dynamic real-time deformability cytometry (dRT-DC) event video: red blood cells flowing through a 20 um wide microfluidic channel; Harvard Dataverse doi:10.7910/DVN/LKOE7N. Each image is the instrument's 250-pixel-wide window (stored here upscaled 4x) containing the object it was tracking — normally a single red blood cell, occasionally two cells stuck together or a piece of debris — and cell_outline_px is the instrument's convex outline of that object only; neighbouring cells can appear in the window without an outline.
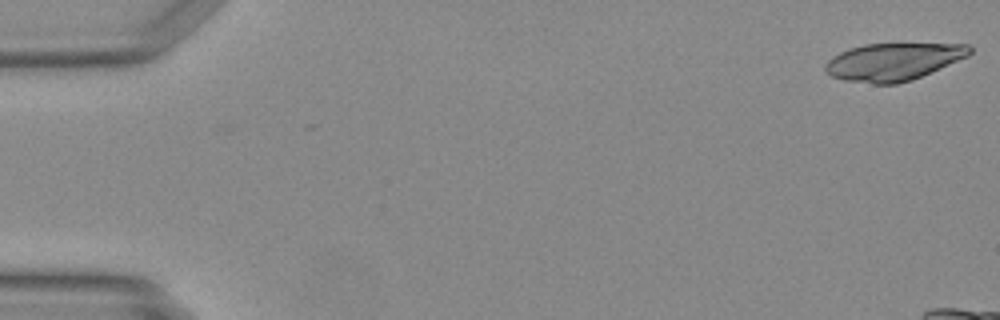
{"species": "Egyptian fruit bat (a non-hibernating species)", "species_latin": "Rousettus aegyptiacus", "temperature_condition": "warm", "stored_images_in_passage": 11, "camera_frame_rate_fps": 3000, "um_per_image_px": 0.085, "animal": {"sex": "female"}, "frame": {"image": 1, "passage_image": 1, "time_ms": 0.0, "image_size_px": [1000, 320], "cell_outline_px": [[972, 52], [968, 56], [912, 80], [896, 84], [876, 84], [844, 80], [832, 76], [824, 68], [824, 64], [832, 56], [848, 48], [864, 44], [968, 44], [972, 48]], "centroid_in_image_um": [75.91, 5.24], "position_along_channel_um": 9.1, "area_um2": 31.39}}